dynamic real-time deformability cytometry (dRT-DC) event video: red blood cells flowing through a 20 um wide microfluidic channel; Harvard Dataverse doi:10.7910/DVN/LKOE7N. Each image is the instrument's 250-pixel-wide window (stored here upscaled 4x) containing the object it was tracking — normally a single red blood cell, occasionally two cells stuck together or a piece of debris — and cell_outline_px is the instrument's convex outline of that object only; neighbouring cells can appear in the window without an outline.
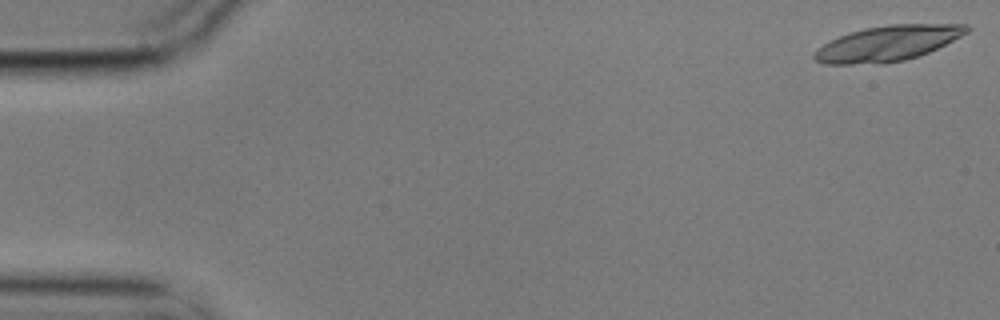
{"species": "common noctule bat (a hibernating species)", "species_latin": "Nyctalus noctula", "temperature_condition": "cold", "stored_images_in_passage": 19, "camera_frame_rate_fps": 3000, "um_per_image_px": 0.085, "animal": {"sex": "male", "body_mass_g": 17.9}, "frame": {"image": 1, "passage_image": 1, "time_ms": 0.0, "image_size_px": [1000, 320], "cell_outline_px": [[972, 28], [968, 32], [928, 52], [904, 60], [880, 64], [824, 64], [816, 60], [812, 56], [812, 52], [816, 48], [848, 32], [864, 28], [888, 24], [968, 24]], "centroid_in_image_um": [75.42, 3.68], "position_along_channel_um": 9.6, "area_um2": 31.33}}